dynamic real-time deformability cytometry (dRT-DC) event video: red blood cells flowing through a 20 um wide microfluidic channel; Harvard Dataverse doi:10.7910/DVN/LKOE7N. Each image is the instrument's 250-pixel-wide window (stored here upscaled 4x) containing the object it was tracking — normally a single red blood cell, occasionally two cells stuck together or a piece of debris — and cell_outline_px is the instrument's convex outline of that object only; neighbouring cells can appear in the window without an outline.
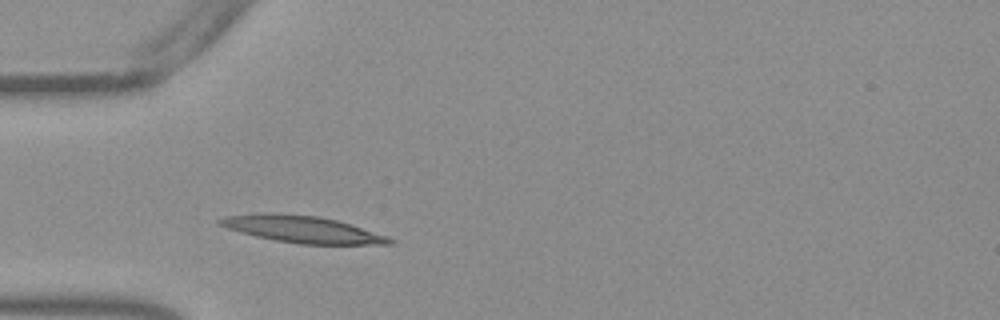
{"species": "Egyptian fruit bat (a non-hibernating species)", "species_latin": "Rousettus aegyptiacus", "temperature_condition": "warm", "stored_images_in_passage": 34, "camera_frame_rate_fps": 3000, "um_per_image_px": 0.085, "frame": {"image": 1, "passage_image": 4, "time_ms": 1.0, "image_size_px": [1000, 320], "cell_outline_px": [[396, 240], [392, 244], [300, 244], [276, 240], [256, 236], [240, 232], [216, 224], [216, 220], [224, 216], [264, 212], [272, 212], [320, 216], [336, 220], [388, 236]], "centroid_in_image_um": [25.65, 19.47], "position_along_channel_um": 59.3, "area_um2": 26.59}}
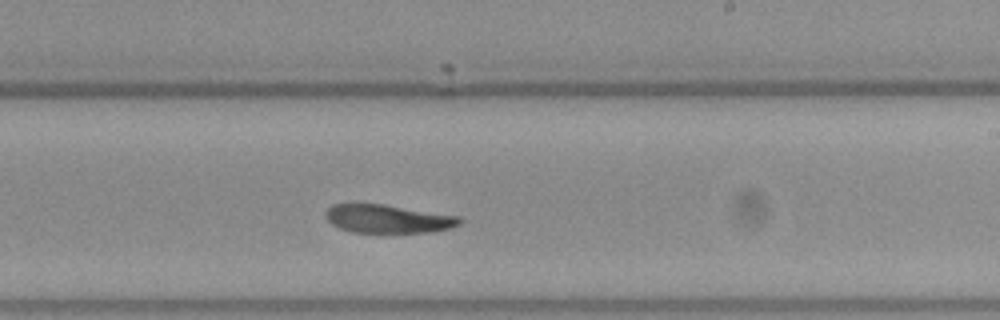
{"frame": {"image": 2, "passage_image": 20, "time_ms": 6.333, "image_size_px": [1000, 320], "cell_outline_px": [[464, 220], [460, 224], [452, 228], [432, 232], [352, 232], [340, 228], [332, 224], [324, 216], [324, 212], [332, 204], [352, 200], [384, 204], [460, 216]], "centroid_in_image_um": [32.91, 18.55], "position_along_channel_um": 256.1, "area_um2": 23.0}}
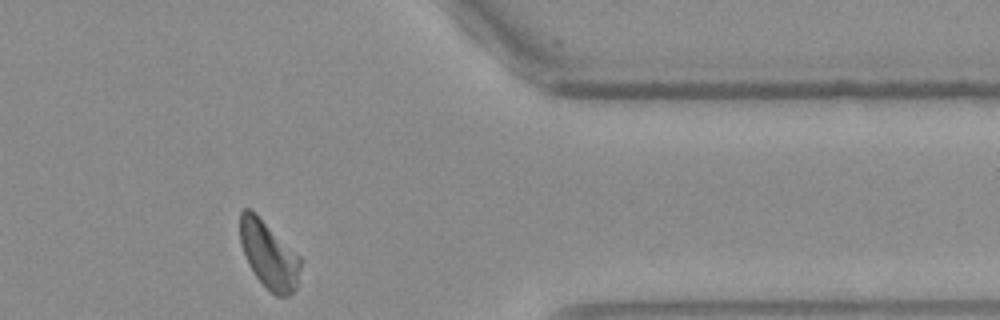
{"frame": {"image": 3, "passage_image": 32, "time_ms": 10.333, "image_size_px": [1000, 320], "cell_outline_px": [[300, 268], [296, 288], [288, 296], [276, 296], [256, 276], [248, 264], [240, 244], [240, 212], [244, 208], [248, 208], [256, 212], [300, 256]], "centroid_in_image_um": [22.83, 21.62], "position_along_channel_um": 388.6, "area_um2": 23.58}, "authors_computed_cell_mechanics": {"area_um2": 23.8714, "velocity_mm_per_s": 3.7731, "shape_relaxation_time_tau1_ms": 10.1903, "shape_relaxation_time_tau2_ms": 5.6955, "deformation_change_tau1": 0.2726, "deformation_change_tau2": 0.1382}}